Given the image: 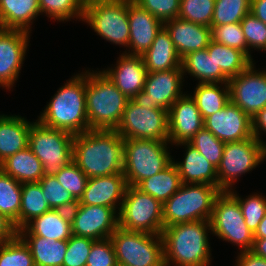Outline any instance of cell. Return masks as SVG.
I'll list each match as a JSON object with an SVG mask.
<instances>
[{
    "label": "cell",
    "instance_id": "1",
    "mask_svg": "<svg viewBox=\"0 0 266 266\" xmlns=\"http://www.w3.org/2000/svg\"><path fill=\"white\" fill-rule=\"evenodd\" d=\"M124 154V139L115 130L74 135L73 162L88 178L123 173Z\"/></svg>",
    "mask_w": 266,
    "mask_h": 266
},
{
    "label": "cell",
    "instance_id": "2",
    "mask_svg": "<svg viewBox=\"0 0 266 266\" xmlns=\"http://www.w3.org/2000/svg\"><path fill=\"white\" fill-rule=\"evenodd\" d=\"M87 70L72 76L51 97L38 121L44 126L73 135L90 130L86 110Z\"/></svg>",
    "mask_w": 266,
    "mask_h": 266
},
{
    "label": "cell",
    "instance_id": "3",
    "mask_svg": "<svg viewBox=\"0 0 266 266\" xmlns=\"http://www.w3.org/2000/svg\"><path fill=\"white\" fill-rule=\"evenodd\" d=\"M209 220H197L165 227L162 231L165 266H209L211 247Z\"/></svg>",
    "mask_w": 266,
    "mask_h": 266
},
{
    "label": "cell",
    "instance_id": "4",
    "mask_svg": "<svg viewBox=\"0 0 266 266\" xmlns=\"http://www.w3.org/2000/svg\"><path fill=\"white\" fill-rule=\"evenodd\" d=\"M85 95L90 130H116L129 99L102 71L90 69Z\"/></svg>",
    "mask_w": 266,
    "mask_h": 266
},
{
    "label": "cell",
    "instance_id": "5",
    "mask_svg": "<svg viewBox=\"0 0 266 266\" xmlns=\"http://www.w3.org/2000/svg\"><path fill=\"white\" fill-rule=\"evenodd\" d=\"M221 190L209 184H183L163 204V226L197 220H210L216 197Z\"/></svg>",
    "mask_w": 266,
    "mask_h": 266
},
{
    "label": "cell",
    "instance_id": "6",
    "mask_svg": "<svg viewBox=\"0 0 266 266\" xmlns=\"http://www.w3.org/2000/svg\"><path fill=\"white\" fill-rule=\"evenodd\" d=\"M124 144L123 174L128 186L136 187L141 181L163 171L172 163L169 141L124 139Z\"/></svg>",
    "mask_w": 266,
    "mask_h": 266
},
{
    "label": "cell",
    "instance_id": "7",
    "mask_svg": "<svg viewBox=\"0 0 266 266\" xmlns=\"http://www.w3.org/2000/svg\"><path fill=\"white\" fill-rule=\"evenodd\" d=\"M74 135L33 121L28 147L43 164L44 176H55L73 161Z\"/></svg>",
    "mask_w": 266,
    "mask_h": 266
},
{
    "label": "cell",
    "instance_id": "8",
    "mask_svg": "<svg viewBox=\"0 0 266 266\" xmlns=\"http://www.w3.org/2000/svg\"><path fill=\"white\" fill-rule=\"evenodd\" d=\"M83 22L106 41L128 48V0L85 1Z\"/></svg>",
    "mask_w": 266,
    "mask_h": 266
},
{
    "label": "cell",
    "instance_id": "9",
    "mask_svg": "<svg viewBox=\"0 0 266 266\" xmlns=\"http://www.w3.org/2000/svg\"><path fill=\"white\" fill-rule=\"evenodd\" d=\"M110 239L119 266H165L161 235L118 227Z\"/></svg>",
    "mask_w": 266,
    "mask_h": 266
},
{
    "label": "cell",
    "instance_id": "10",
    "mask_svg": "<svg viewBox=\"0 0 266 266\" xmlns=\"http://www.w3.org/2000/svg\"><path fill=\"white\" fill-rule=\"evenodd\" d=\"M115 131L123 139L169 141L168 110L129 99Z\"/></svg>",
    "mask_w": 266,
    "mask_h": 266
},
{
    "label": "cell",
    "instance_id": "11",
    "mask_svg": "<svg viewBox=\"0 0 266 266\" xmlns=\"http://www.w3.org/2000/svg\"><path fill=\"white\" fill-rule=\"evenodd\" d=\"M118 224L127 231L161 235L163 204L135 186H128L118 212Z\"/></svg>",
    "mask_w": 266,
    "mask_h": 266
},
{
    "label": "cell",
    "instance_id": "12",
    "mask_svg": "<svg viewBox=\"0 0 266 266\" xmlns=\"http://www.w3.org/2000/svg\"><path fill=\"white\" fill-rule=\"evenodd\" d=\"M266 159V144L255 137L226 142L217 167L218 188L229 191L240 176L255 169Z\"/></svg>",
    "mask_w": 266,
    "mask_h": 266
},
{
    "label": "cell",
    "instance_id": "13",
    "mask_svg": "<svg viewBox=\"0 0 266 266\" xmlns=\"http://www.w3.org/2000/svg\"><path fill=\"white\" fill-rule=\"evenodd\" d=\"M212 234L223 241L251 251L254 234L245 224L238 200L229 192L221 191L216 197L210 217Z\"/></svg>",
    "mask_w": 266,
    "mask_h": 266
},
{
    "label": "cell",
    "instance_id": "14",
    "mask_svg": "<svg viewBox=\"0 0 266 266\" xmlns=\"http://www.w3.org/2000/svg\"><path fill=\"white\" fill-rule=\"evenodd\" d=\"M254 65L228 81L230 101L251 119L266 107V69L258 71Z\"/></svg>",
    "mask_w": 266,
    "mask_h": 266
},
{
    "label": "cell",
    "instance_id": "15",
    "mask_svg": "<svg viewBox=\"0 0 266 266\" xmlns=\"http://www.w3.org/2000/svg\"><path fill=\"white\" fill-rule=\"evenodd\" d=\"M72 235L93 240L110 238L119 227L118 210L106 206L77 205L69 212Z\"/></svg>",
    "mask_w": 266,
    "mask_h": 266
},
{
    "label": "cell",
    "instance_id": "16",
    "mask_svg": "<svg viewBox=\"0 0 266 266\" xmlns=\"http://www.w3.org/2000/svg\"><path fill=\"white\" fill-rule=\"evenodd\" d=\"M30 33L22 30L2 29L0 31V87L10 89L19 77Z\"/></svg>",
    "mask_w": 266,
    "mask_h": 266
},
{
    "label": "cell",
    "instance_id": "17",
    "mask_svg": "<svg viewBox=\"0 0 266 266\" xmlns=\"http://www.w3.org/2000/svg\"><path fill=\"white\" fill-rule=\"evenodd\" d=\"M183 82L182 69L148 73L143 91L137 99L149 106L169 110L172 104L184 95L181 87Z\"/></svg>",
    "mask_w": 266,
    "mask_h": 266
},
{
    "label": "cell",
    "instance_id": "18",
    "mask_svg": "<svg viewBox=\"0 0 266 266\" xmlns=\"http://www.w3.org/2000/svg\"><path fill=\"white\" fill-rule=\"evenodd\" d=\"M204 128L225 143L253 138L251 118L231 101L206 117Z\"/></svg>",
    "mask_w": 266,
    "mask_h": 266
},
{
    "label": "cell",
    "instance_id": "19",
    "mask_svg": "<svg viewBox=\"0 0 266 266\" xmlns=\"http://www.w3.org/2000/svg\"><path fill=\"white\" fill-rule=\"evenodd\" d=\"M169 142L176 145L189 140L204 128V119L190 94L178 98L168 110Z\"/></svg>",
    "mask_w": 266,
    "mask_h": 266
},
{
    "label": "cell",
    "instance_id": "20",
    "mask_svg": "<svg viewBox=\"0 0 266 266\" xmlns=\"http://www.w3.org/2000/svg\"><path fill=\"white\" fill-rule=\"evenodd\" d=\"M115 65L101 71L128 99H137L148 74L142 56L122 53Z\"/></svg>",
    "mask_w": 266,
    "mask_h": 266
},
{
    "label": "cell",
    "instance_id": "21",
    "mask_svg": "<svg viewBox=\"0 0 266 266\" xmlns=\"http://www.w3.org/2000/svg\"><path fill=\"white\" fill-rule=\"evenodd\" d=\"M129 50L125 54L142 56L152 45L164 24L133 0H128Z\"/></svg>",
    "mask_w": 266,
    "mask_h": 266
},
{
    "label": "cell",
    "instance_id": "22",
    "mask_svg": "<svg viewBox=\"0 0 266 266\" xmlns=\"http://www.w3.org/2000/svg\"><path fill=\"white\" fill-rule=\"evenodd\" d=\"M127 187L123 173L88 178L86 189L78 204L106 206L118 209L119 212Z\"/></svg>",
    "mask_w": 266,
    "mask_h": 266
},
{
    "label": "cell",
    "instance_id": "23",
    "mask_svg": "<svg viewBox=\"0 0 266 266\" xmlns=\"http://www.w3.org/2000/svg\"><path fill=\"white\" fill-rule=\"evenodd\" d=\"M178 55L206 49L211 41L210 27L174 18L164 23Z\"/></svg>",
    "mask_w": 266,
    "mask_h": 266
},
{
    "label": "cell",
    "instance_id": "24",
    "mask_svg": "<svg viewBox=\"0 0 266 266\" xmlns=\"http://www.w3.org/2000/svg\"><path fill=\"white\" fill-rule=\"evenodd\" d=\"M175 146H184L186 149L183 161H175L172 158V163L176 166L183 184H209L218 187L217 168L207 161L194 146L188 142Z\"/></svg>",
    "mask_w": 266,
    "mask_h": 266
},
{
    "label": "cell",
    "instance_id": "25",
    "mask_svg": "<svg viewBox=\"0 0 266 266\" xmlns=\"http://www.w3.org/2000/svg\"><path fill=\"white\" fill-rule=\"evenodd\" d=\"M18 235H36L51 240L68 241L72 236L69 211L51 209L19 229Z\"/></svg>",
    "mask_w": 266,
    "mask_h": 266
},
{
    "label": "cell",
    "instance_id": "26",
    "mask_svg": "<svg viewBox=\"0 0 266 266\" xmlns=\"http://www.w3.org/2000/svg\"><path fill=\"white\" fill-rule=\"evenodd\" d=\"M32 123L20 115L0 114V163L28 147Z\"/></svg>",
    "mask_w": 266,
    "mask_h": 266
},
{
    "label": "cell",
    "instance_id": "27",
    "mask_svg": "<svg viewBox=\"0 0 266 266\" xmlns=\"http://www.w3.org/2000/svg\"><path fill=\"white\" fill-rule=\"evenodd\" d=\"M148 73L170 69H182L181 57L178 55L171 36L163 26L156 34L150 48L142 55Z\"/></svg>",
    "mask_w": 266,
    "mask_h": 266
},
{
    "label": "cell",
    "instance_id": "28",
    "mask_svg": "<svg viewBox=\"0 0 266 266\" xmlns=\"http://www.w3.org/2000/svg\"><path fill=\"white\" fill-rule=\"evenodd\" d=\"M39 0H1L0 24L3 29L31 33L33 21L40 16Z\"/></svg>",
    "mask_w": 266,
    "mask_h": 266
},
{
    "label": "cell",
    "instance_id": "29",
    "mask_svg": "<svg viewBox=\"0 0 266 266\" xmlns=\"http://www.w3.org/2000/svg\"><path fill=\"white\" fill-rule=\"evenodd\" d=\"M181 68L185 75L199 80L198 83H228L229 78L216 67L213 54H209L207 48L192 51L181 58Z\"/></svg>",
    "mask_w": 266,
    "mask_h": 266
},
{
    "label": "cell",
    "instance_id": "30",
    "mask_svg": "<svg viewBox=\"0 0 266 266\" xmlns=\"http://www.w3.org/2000/svg\"><path fill=\"white\" fill-rule=\"evenodd\" d=\"M0 169L20 183L39 182L44 176L43 164L29 147L6 158Z\"/></svg>",
    "mask_w": 266,
    "mask_h": 266
},
{
    "label": "cell",
    "instance_id": "31",
    "mask_svg": "<svg viewBox=\"0 0 266 266\" xmlns=\"http://www.w3.org/2000/svg\"><path fill=\"white\" fill-rule=\"evenodd\" d=\"M30 249L35 266H62L67 241L51 240L36 235H18Z\"/></svg>",
    "mask_w": 266,
    "mask_h": 266
},
{
    "label": "cell",
    "instance_id": "32",
    "mask_svg": "<svg viewBox=\"0 0 266 266\" xmlns=\"http://www.w3.org/2000/svg\"><path fill=\"white\" fill-rule=\"evenodd\" d=\"M182 185L176 166L171 163L163 171L141 181L136 188L164 204Z\"/></svg>",
    "mask_w": 266,
    "mask_h": 266
},
{
    "label": "cell",
    "instance_id": "33",
    "mask_svg": "<svg viewBox=\"0 0 266 266\" xmlns=\"http://www.w3.org/2000/svg\"><path fill=\"white\" fill-rule=\"evenodd\" d=\"M196 85L191 97L195 100L203 119L223 109L229 103L228 83H196Z\"/></svg>",
    "mask_w": 266,
    "mask_h": 266
},
{
    "label": "cell",
    "instance_id": "34",
    "mask_svg": "<svg viewBox=\"0 0 266 266\" xmlns=\"http://www.w3.org/2000/svg\"><path fill=\"white\" fill-rule=\"evenodd\" d=\"M208 53L213 54L216 67L230 79L244 71L252 61L243 51L210 41Z\"/></svg>",
    "mask_w": 266,
    "mask_h": 266
},
{
    "label": "cell",
    "instance_id": "35",
    "mask_svg": "<svg viewBox=\"0 0 266 266\" xmlns=\"http://www.w3.org/2000/svg\"><path fill=\"white\" fill-rule=\"evenodd\" d=\"M51 210L45 201L42 188L38 182L22 183L21 207L19 210V229L35 217Z\"/></svg>",
    "mask_w": 266,
    "mask_h": 266
},
{
    "label": "cell",
    "instance_id": "36",
    "mask_svg": "<svg viewBox=\"0 0 266 266\" xmlns=\"http://www.w3.org/2000/svg\"><path fill=\"white\" fill-rule=\"evenodd\" d=\"M22 183L0 169V213L10 219L19 230Z\"/></svg>",
    "mask_w": 266,
    "mask_h": 266
},
{
    "label": "cell",
    "instance_id": "37",
    "mask_svg": "<svg viewBox=\"0 0 266 266\" xmlns=\"http://www.w3.org/2000/svg\"><path fill=\"white\" fill-rule=\"evenodd\" d=\"M84 7L85 0H39L40 14L58 22L74 18L83 21Z\"/></svg>",
    "mask_w": 266,
    "mask_h": 266
},
{
    "label": "cell",
    "instance_id": "38",
    "mask_svg": "<svg viewBox=\"0 0 266 266\" xmlns=\"http://www.w3.org/2000/svg\"><path fill=\"white\" fill-rule=\"evenodd\" d=\"M250 7L251 0H215L212 26L241 22Z\"/></svg>",
    "mask_w": 266,
    "mask_h": 266
},
{
    "label": "cell",
    "instance_id": "39",
    "mask_svg": "<svg viewBox=\"0 0 266 266\" xmlns=\"http://www.w3.org/2000/svg\"><path fill=\"white\" fill-rule=\"evenodd\" d=\"M38 183L42 188L45 201L51 209H61L70 212L77 205L78 202L62 187L55 176H43Z\"/></svg>",
    "mask_w": 266,
    "mask_h": 266
},
{
    "label": "cell",
    "instance_id": "40",
    "mask_svg": "<svg viewBox=\"0 0 266 266\" xmlns=\"http://www.w3.org/2000/svg\"><path fill=\"white\" fill-rule=\"evenodd\" d=\"M0 266H35L30 249L18 235L0 243Z\"/></svg>",
    "mask_w": 266,
    "mask_h": 266
},
{
    "label": "cell",
    "instance_id": "41",
    "mask_svg": "<svg viewBox=\"0 0 266 266\" xmlns=\"http://www.w3.org/2000/svg\"><path fill=\"white\" fill-rule=\"evenodd\" d=\"M229 192L238 200L245 224L254 234L266 214V196L255 193L244 199L233 189Z\"/></svg>",
    "mask_w": 266,
    "mask_h": 266
},
{
    "label": "cell",
    "instance_id": "42",
    "mask_svg": "<svg viewBox=\"0 0 266 266\" xmlns=\"http://www.w3.org/2000/svg\"><path fill=\"white\" fill-rule=\"evenodd\" d=\"M214 8L215 0H180L178 18L211 27Z\"/></svg>",
    "mask_w": 266,
    "mask_h": 266
},
{
    "label": "cell",
    "instance_id": "43",
    "mask_svg": "<svg viewBox=\"0 0 266 266\" xmlns=\"http://www.w3.org/2000/svg\"><path fill=\"white\" fill-rule=\"evenodd\" d=\"M188 143L194 146L214 167L219 166L225 142L220 141L212 132L203 128Z\"/></svg>",
    "mask_w": 266,
    "mask_h": 266
},
{
    "label": "cell",
    "instance_id": "44",
    "mask_svg": "<svg viewBox=\"0 0 266 266\" xmlns=\"http://www.w3.org/2000/svg\"><path fill=\"white\" fill-rule=\"evenodd\" d=\"M240 25L247 42V56L253 61L251 49L266 51V24L250 12L243 18Z\"/></svg>",
    "mask_w": 266,
    "mask_h": 266
},
{
    "label": "cell",
    "instance_id": "45",
    "mask_svg": "<svg viewBox=\"0 0 266 266\" xmlns=\"http://www.w3.org/2000/svg\"><path fill=\"white\" fill-rule=\"evenodd\" d=\"M55 177L62 187H64L78 202L88 182V177L81 169L72 161L69 165L63 167Z\"/></svg>",
    "mask_w": 266,
    "mask_h": 266
},
{
    "label": "cell",
    "instance_id": "46",
    "mask_svg": "<svg viewBox=\"0 0 266 266\" xmlns=\"http://www.w3.org/2000/svg\"><path fill=\"white\" fill-rule=\"evenodd\" d=\"M210 29L212 41L239 49L247 55V42L240 22L211 26Z\"/></svg>",
    "mask_w": 266,
    "mask_h": 266
},
{
    "label": "cell",
    "instance_id": "47",
    "mask_svg": "<svg viewBox=\"0 0 266 266\" xmlns=\"http://www.w3.org/2000/svg\"><path fill=\"white\" fill-rule=\"evenodd\" d=\"M94 241L91 238L72 235L67 241V251L62 266H86Z\"/></svg>",
    "mask_w": 266,
    "mask_h": 266
},
{
    "label": "cell",
    "instance_id": "48",
    "mask_svg": "<svg viewBox=\"0 0 266 266\" xmlns=\"http://www.w3.org/2000/svg\"><path fill=\"white\" fill-rule=\"evenodd\" d=\"M141 8L149 11L163 24L177 18L180 11V0H133Z\"/></svg>",
    "mask_w": 266,
    "mask_h": 266
},
{
    "label": "cell",
    "instance_id": "49",
    "mask_svg": "<svg viewBox=\"0 0 266 266\" xmlns=\"http://www.w3.org/2000/svg\"><path fill=\"white\" fill-rule=\"evenodd\" d=\"M86 266H119L110 238L95 240L92 243Z\"/></svg>",
    "mask_w": 266,
    "mask_h": 266
},
{
    "label": "cell",
    "instance_id": "50",
    "mask_svg": "<svg viewBox=\"0 0 266 266\" xmlns=\"http://www.w3.org/2000/svg\"><path fill=\"white\" fill-rule=\"evenodd\" d=\"M18 235L14 223L0 213V243L10 241Z\"/></svg>",
    "mask_w": 266,
    "mask_h": 266
},
{
    "label": "cell",
    "instance_id": "51",
    "mask_svg": "<svg viewBox=\"0 0 266 266\" xmlns=\"http://www.w3.org/2000/svg\"><path fill=\"white\" fill-rule=\"evenodd\" d=\"M236 258V266H266V259L256 256L251 251H240Z\"/></svg>",
    "mask_w": 266,
    "mask_h": 266
},
{
    "label": "cell",
    "instance_id": "52",
    "mask_svg": "<svg viewBox=\"0 0 266 266\" xmlns=\"http://www.w3.org/2000/svg\"><path fill=\"white\" fill-rule=\"evenodd\" d=\"M251 120L253 137L266 144V142L260 138L262 133H266V107L260 110Z\"/></svg>",
    "mask_w": 266,
    "mask_h": 266
},
{
    "label": "cell",
    "instance_id": "53",
    "mask_svg": "<svg viewBox=\"0 0 266 266\" xmlns=\"http://www.w3.org/2000/svg\"><path fill=\"white\" fill-rule=\"evenodd\" d=\"M250 12L266 24V0H251Z\"/></svg>",
    "mask_w": 266,
    "mask_h": 266
},
{
    "label": "cell",
    "instance_id": "54",
    "mask_svg": "<svg viewBox=\"0 0 266 266\" xmlns=\"http://www.w3.org/2000/svg\"><path fill=\"white\" fill-rule=\"evenodd\" d=\"M251 252L258 257L266 259V238L254 239Z\"/></svg>",
    "mask_w": 266,
    "mask_h": 266
},
{
    "label": "cell",
    "instance_id": "55",
    "mask_svg": "<svg viewBox=\"0 0 266 266\" xmlns=\"http://www.w3.org/2000/svg\"><path fill=\"white\" fill-rule=\"evenodd\" d=\"M266 238V214L254 233V239Z\"/></svg>",
    "mask_w": 266,
    "mask_h": 266
}]
</instances>
